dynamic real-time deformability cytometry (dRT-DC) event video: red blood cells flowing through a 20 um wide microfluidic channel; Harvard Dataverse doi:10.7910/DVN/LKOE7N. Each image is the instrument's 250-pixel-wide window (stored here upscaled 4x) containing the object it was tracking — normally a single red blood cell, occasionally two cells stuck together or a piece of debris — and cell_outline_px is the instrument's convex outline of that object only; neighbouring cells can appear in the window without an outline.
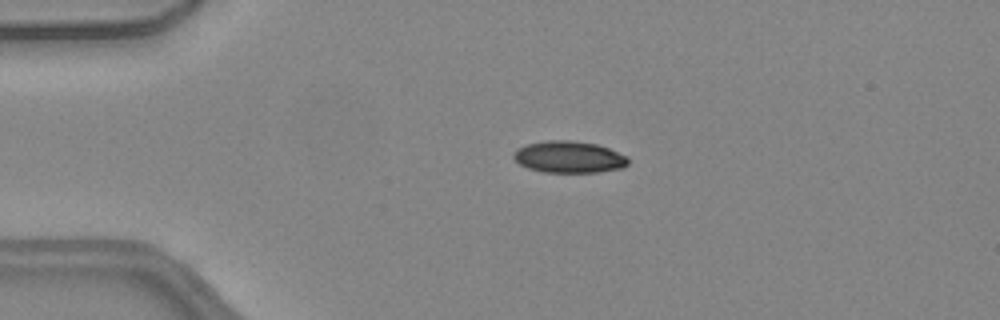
{"species": "common noctule bat (a hibernating species)", "species_latin": "Nyctalus noctula", "temperature_condition": "warm", "stored_images_in_passage": 42, "camera_frame_rate_fps": 3000, "um_per_image_px": 0.085, "animal": {"sex": "female", "body_mass_g": 24.6, "forearm_length_mm": 56.2}, "frame": {"image": 1, "passage_image": 10, "time_ms": 3.0, "image_size_px": [1000, 320], "cell_outline_px": [[628, 164], [624, 168], [596, 172], [544, 172], [528, 168], [520, 164], [512, 156], [512, 152], [516, 148], [528, 144], [548, 140], [572, 140], [596, 144], [608, 148], [628, 156]], "centroid_in_image_um": [48.36, 13.34], "position_along_channel_um": 36.6, "area_um2": 21.27}}
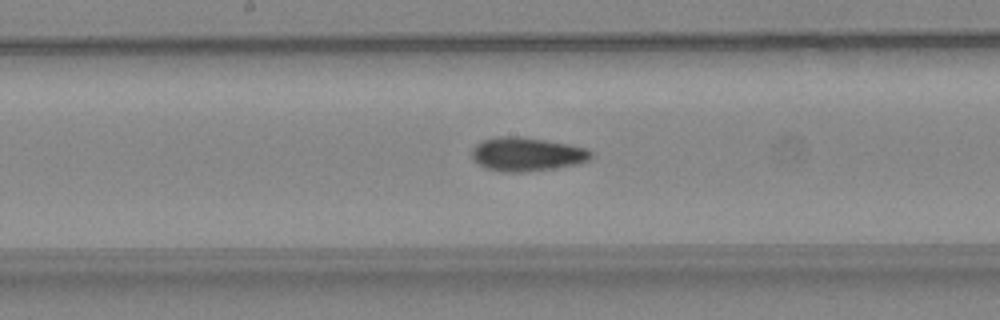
{"frame": {"image": 2, "passage_image": 25, "time_ms": 8.0, "image_size_px": [1000, 320], "cell_outline_px": [[592, 156], [588, 160], [580, 164], [556, 168], [524, 172], [504, 172], [484, 168], [472, 160], [472, 148], [480, 140], [496, 136], [524, 136], [568, 144], [588, 148], [592, 152]], "centroid_in_image_um": [44.76, 13.1], "position_along_channel_um": 203.4, "area_um2": 23.93}}
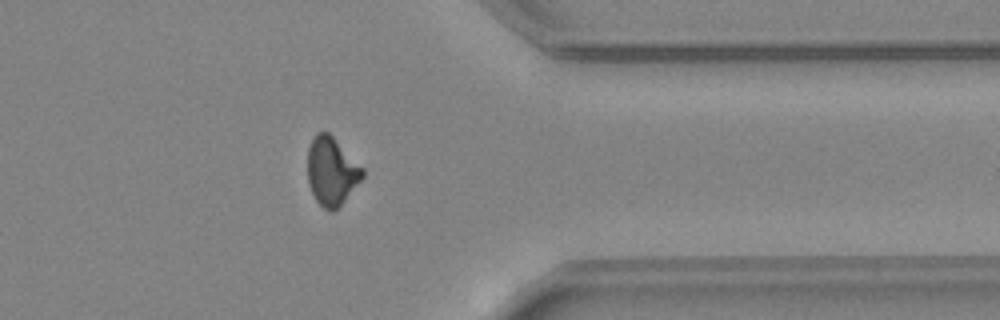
{"frame": {"image": 3, "passage_image": 39, "time_ms": 12.667, "image_size_px": [1000, 320], "cell_outline_px": [[364, 176], [344, 200], [332, 212], [328, 212], [316, 200], [308, 184], [308, 148], [316, 132], [328, 132], [364, 168]], "centroid_in_image_um": [28.18, 14.55], "position_along_channel_um": 383.2, "area_um2": 21.56}, "authors_computed_cell_mechanics": {"area_um2": 21.9929, "velocity_mm_per_s": 4.0943, "shape_relaxation_time_tau1_ms": null, "shape_relaxation_time_tau2_ms": 2.9706, "deformation_change_tau1": null, "deformation_change_tau2": 0.0783}}